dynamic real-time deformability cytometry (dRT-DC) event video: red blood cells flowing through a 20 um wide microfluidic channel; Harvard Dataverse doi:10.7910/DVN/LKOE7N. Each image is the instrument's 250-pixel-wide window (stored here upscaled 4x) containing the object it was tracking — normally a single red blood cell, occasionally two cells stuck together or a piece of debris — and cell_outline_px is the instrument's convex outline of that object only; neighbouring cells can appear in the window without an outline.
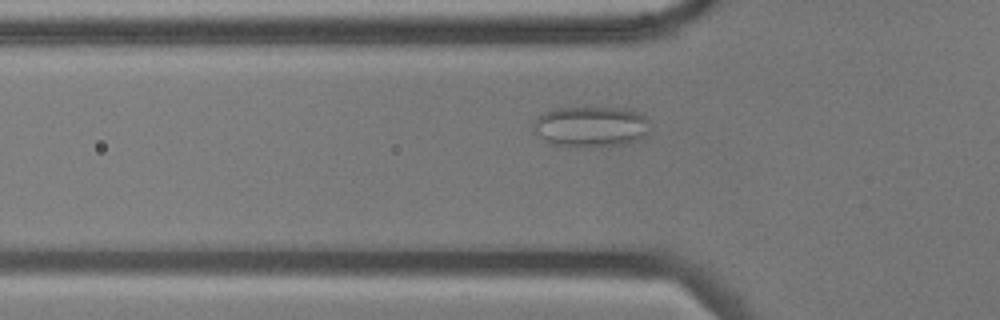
{"species": "common noctule bat (a hibernating species)", "species_latin": "Nyctalus noctula", "temperature_condition": "cold", "stored_images_in_passage": 46, "camera_frame_rate_fps": 3000, "um_per_image_px": 0.085, "animal": {"sex": "male", "body_mass_g": 17.9, "forearm_length_mm": 54.2}, "frame": {"image": 1, "passage_image": 8, "time_ms": 2.333, "image_size_px": [1000, 320], "cell_outline_px": [[648, 132], [644, 136], [624, 144], [592, 148], [584, 148], [548, 144], [532, 128], [532, 124], [544, 112], [556, 108], [632, 108], [640, 112], [648, 120]], "centroid_in_image_um": [50.22, 10.77], "position_along_channel_um": 75.6, "area_um2": 27.98}}
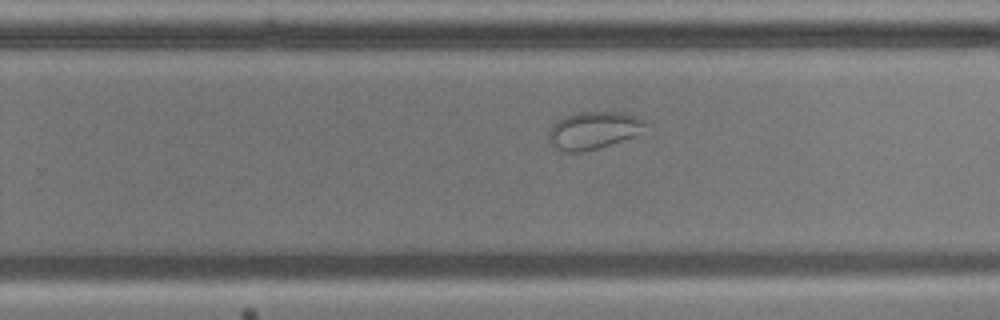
{"frame": {"image": 2, "passage_image": 25, "time_ms": 8.0, "image_size_px": [1000, 320], "cell_outline_px": [[648, 124], [632, 136], [584, 152], [564, 152], [552, 148], [548, 140], [548, 132], [552, 124], [556, 120], [564, 116], [580, 112], [624, 112], [640, 116]], "centroid_in_image_um": [50.37, 11.07], "position_along_channel_um": 279.4, "area_um2": 21.15}}
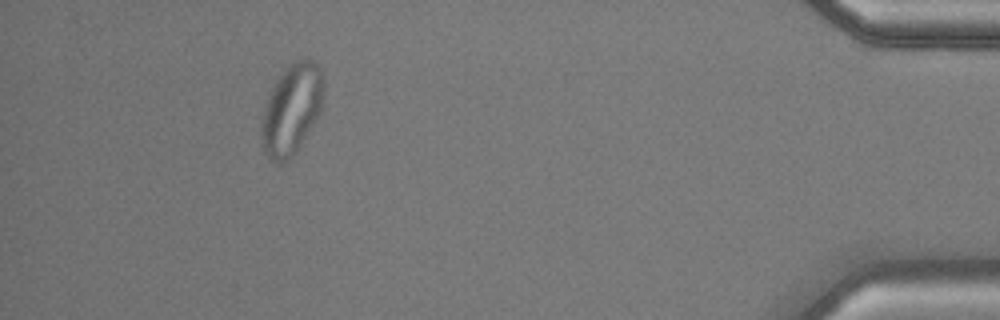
{"frame": {"image": 3, "passage_image": 41, "time_ms": 13.333, "image_size_px": [1000, 320], "cell_outline_px": [[324, 92], [320, 112], [316, 120], [296, 152], [288, 160], [280, 164], [272, 160], [264, 152], [260, 136], [260, 132], [264, 112], [272, 88], [288, 64], [304, 56], [308, 56], [320, 68], [324, 76]], "centroid_in_image_um": [24.82, 9.27], "position_along_channel_um": 410.4, "area_um2": 32.77}}